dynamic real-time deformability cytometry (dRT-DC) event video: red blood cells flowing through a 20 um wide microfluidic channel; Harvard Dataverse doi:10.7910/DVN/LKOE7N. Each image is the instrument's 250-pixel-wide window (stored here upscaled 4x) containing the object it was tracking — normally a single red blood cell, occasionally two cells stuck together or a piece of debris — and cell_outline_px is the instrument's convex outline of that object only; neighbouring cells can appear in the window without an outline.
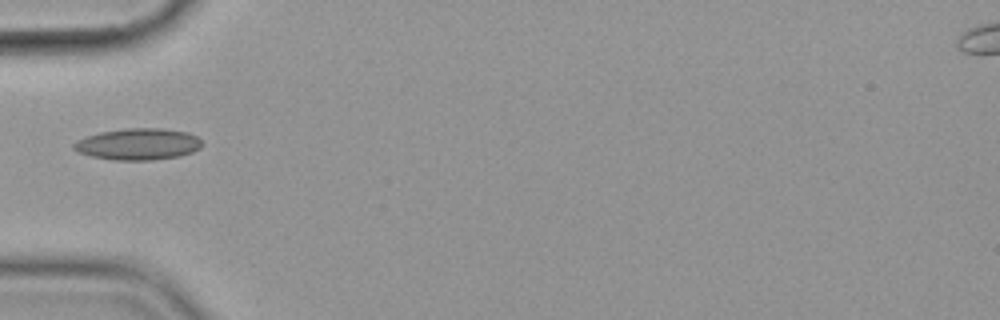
{"species": "common noctule bat (a hibernating species)", "species_latin": "Nyctalus noctula", "temperature_condition": "cold", "stored_images_in_passage": 7, "camera_frame_rate_fps": 3000, "um_per_image_px": 0.085, "animal": {"sex": "female", "body_mass_g": 19.9}, "frame": {"image": 1, "passage_image": 6, "time_ms": 6.0, "image_size_px": [1000, 320], "cell_outline_px": [[200, 148], [192, 152], [180, 156], [152, 160], [112, 160], [92, 156], [76, 152], [72, 148], [72, 144], [76, 140], [100, 132], [124, 128], [164, 128], [188, 132], [196, 136], [200, 140]], "centroid_in_image_um": [11.71, 12.25], "position_along_channel_um": 73.3, "area_um2": 23.7}}
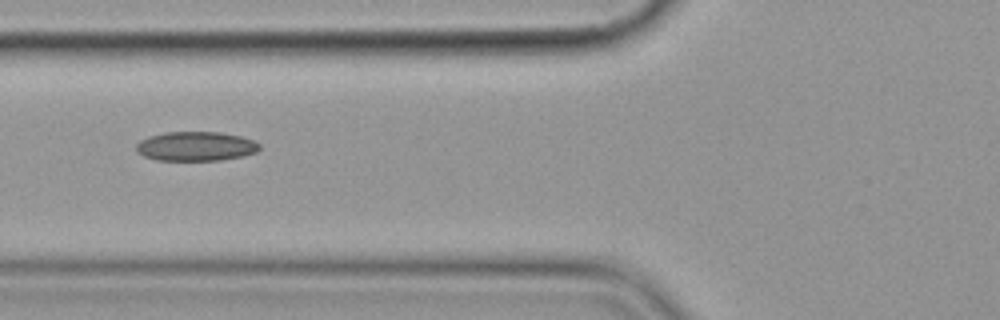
{"frame": {"image": 2, "passage_image": 7, "time_ms": 7.0, "image_size_px": [1000, 320], "cell_outline_px": [[260, 148], [256, 152], [244, 156], [220, 160], [156, 160], [144, 156], [136, 152], [136, 144], [140, 140], [148, 136], [164, 132], [220, 132], [240, 136], [252, 140], [260, 144]], "centroid_in_image_um": [16.62, 12.43], "position_along_channel_um": 109.2, "area_um2": 21.15}}